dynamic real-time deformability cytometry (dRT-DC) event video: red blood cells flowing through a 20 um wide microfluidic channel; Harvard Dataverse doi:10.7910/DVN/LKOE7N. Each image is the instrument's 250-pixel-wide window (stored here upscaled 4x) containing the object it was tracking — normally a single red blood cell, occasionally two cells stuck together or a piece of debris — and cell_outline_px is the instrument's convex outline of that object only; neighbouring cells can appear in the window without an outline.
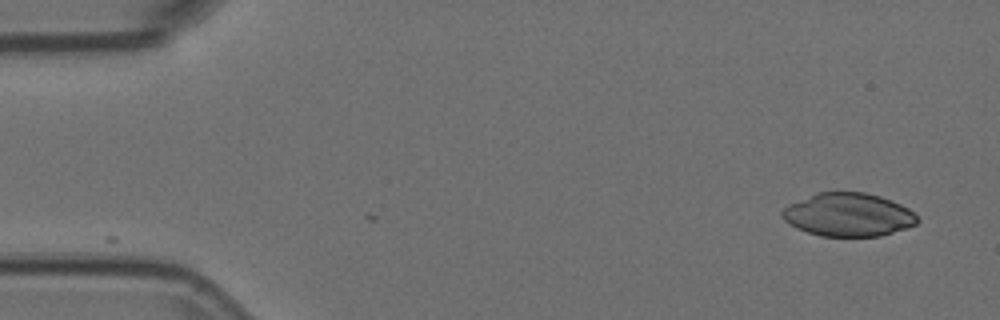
{"species": "Egyptian fruit bat (a non-hibernating species)", "species_latin": "Rousettus aegyptiacus", "temperature_condition": "room temperature", "stored_images_in_passage": 36, "camera_frame_rate_fps": 3000, "um_per_image_px": 0.085, "animal": {"sex": "female"}, "frame": {"image": 1, "passage_image": 1, "time_ms": 0.0, "image_size_px": [1000, 320], "cell_outline_px": [[920, 220], [916, 224], [880, 236], [820, 236], [796, 228], [784, 220], [780, 216], [780, 212], [788, 204], [816, 192], [864, 192], [880, 196], [892, 200], [908, 208]], "centroid_in_image_um": [72.06, 18.24], "position_along_channel_um": 12.9, "area_um2": 34.1}}